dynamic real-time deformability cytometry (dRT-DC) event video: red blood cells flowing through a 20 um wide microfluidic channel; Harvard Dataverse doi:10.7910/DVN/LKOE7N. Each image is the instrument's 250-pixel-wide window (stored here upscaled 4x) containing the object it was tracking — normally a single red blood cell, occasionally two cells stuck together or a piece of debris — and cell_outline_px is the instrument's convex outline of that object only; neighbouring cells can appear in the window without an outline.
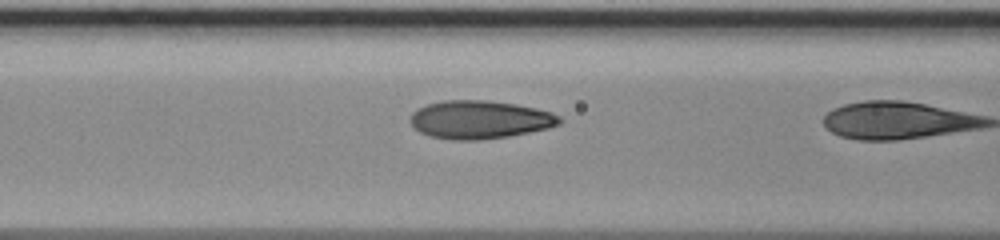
{"species": "human", "species_latin": "Homo sapiens", "temperature_condition": "room temperature", "stored_images_in_passage": 19, "segment_of_instrument_passage": [2, 2], "camera_frame_rate_fps": 3000, "um_per_image_px": 0.085, "donor": {"sex": "male"}, "frame": {"image": 1, "passage_image": 18, "time_ms": 5.667, "image_size_px": [1000, 240], "cell_outline_px": [[564, 120], [560, 124], [548, 128], [508, 136], [480, 140], [452, 140], [428, 136], [412, 128], [408, 120], [412, 112], [416, 108], [428, 104], [444, 100], [488, 100], [516, 104], [536, 108], [552, 112], [560, 116]], "centroid_in_image_um": [40.74, 10.17], "position_along_channel_um": 125.9, "area_um2": 33.64}}